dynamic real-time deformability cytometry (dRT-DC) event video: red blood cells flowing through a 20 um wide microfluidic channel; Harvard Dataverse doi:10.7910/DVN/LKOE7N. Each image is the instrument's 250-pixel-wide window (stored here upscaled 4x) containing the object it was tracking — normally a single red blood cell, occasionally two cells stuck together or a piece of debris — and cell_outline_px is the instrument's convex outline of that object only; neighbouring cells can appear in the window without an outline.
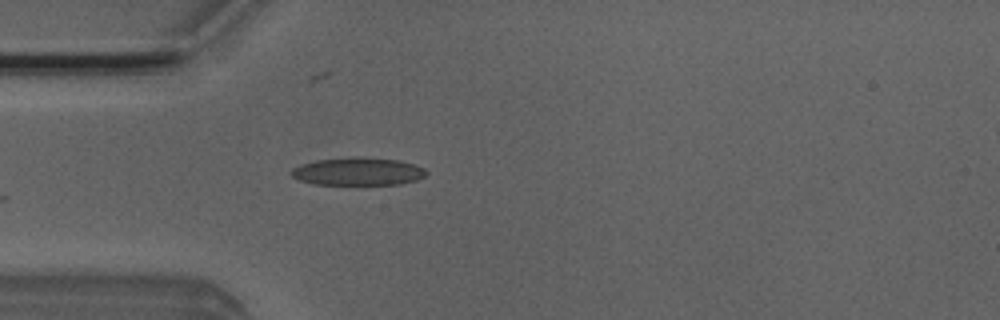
{"species": "Egyptian fruit bat (a non-hibernating species)", "species_latin": "Rousettus aegyptiacus", "temperature_condition": "room temperature", "stored_images_in_passage": 23, "camera_frame_rate_fps": 3000, "um_per_image_px": 0.085, "animal": {"sex": "male"}, "frame": {"image": 1, "passage_image": 14, "time_ms": 4.333, "image_size_px": [1000, 320], "cell_outline_px": [[428, 172], [424, 176], [416, 180], [400, 184], [312, 184], [300, 180], [292, 176], [288, 172], [292, 168], [300, 164], [316, 160], [356, 156], [364, 156], [400, 160], [424, 168]], "centroid_in_image_um": [30.4, 14.56], "position_along_channel_um": 54.6, "area_um2": 22.08}}
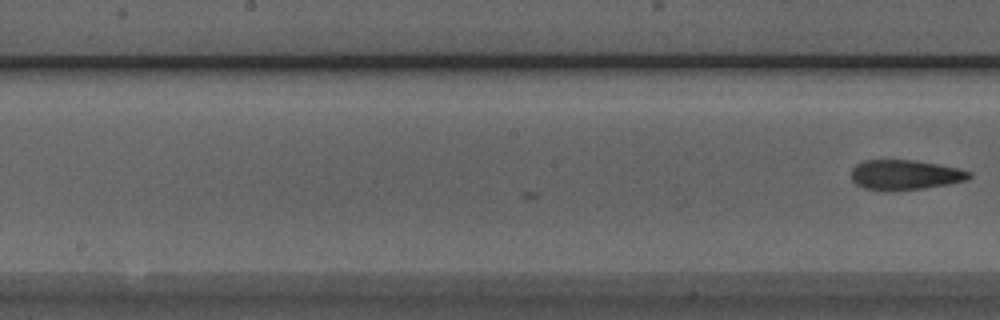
{"frame": {"image": 2, "passage_image": 23, "time_ms": 7.333, "image_size_px": [1000, 320], "cell_outline_px": [[972, 176], [968, 180], [948, 184], [924, 188], [892, 192], [880, 192], [864, 188], [856, 184], [852, 180], [852, 168], [856, 164], [864, 160], [916, 160], [940, 164], [960, 168], [972, 172]], "centroid_in_image_um": [76.94, 14.88], "position_along_channel_um": 171.3, "area_um2": 21.15}}